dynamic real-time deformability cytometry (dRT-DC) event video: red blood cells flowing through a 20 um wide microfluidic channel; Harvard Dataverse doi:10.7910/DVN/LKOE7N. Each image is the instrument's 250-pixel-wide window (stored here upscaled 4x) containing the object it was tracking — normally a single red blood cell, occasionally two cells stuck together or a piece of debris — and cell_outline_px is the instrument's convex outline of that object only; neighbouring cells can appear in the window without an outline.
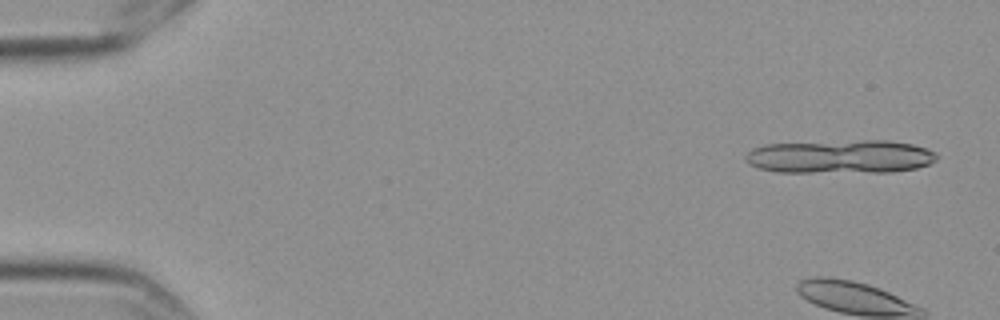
{"species": "Egyptian fruit bat (a non-hibernating species)", "species_latin": "Rousettus aegyptiacus", "temperature_condition": "cold", "stored_images_in_passage": 44, "segment_of_instrument_passage": [1, 2], "camera_frame_rate_fps": 3000, "um_per_image_px": 0.085, "frame": {"image": 1, "passage_image": 3, "time_ms": 0.667, "image_size_px": [1000, 320], "cell_outline_px": [[936, 160], [928, 164], [916, 168], [892, 172], [776, 172], [760, 168], [748, 164], [744, 160], [744, 156], [752, 148], [764, 144], [864, 140], [888, 140], [912, 144], [928, 148], [936, 152]], "centroid_in_image_um": [71.42, 13.31], "position_along_channel_um": 13.6, "area_um2": 37.63}}